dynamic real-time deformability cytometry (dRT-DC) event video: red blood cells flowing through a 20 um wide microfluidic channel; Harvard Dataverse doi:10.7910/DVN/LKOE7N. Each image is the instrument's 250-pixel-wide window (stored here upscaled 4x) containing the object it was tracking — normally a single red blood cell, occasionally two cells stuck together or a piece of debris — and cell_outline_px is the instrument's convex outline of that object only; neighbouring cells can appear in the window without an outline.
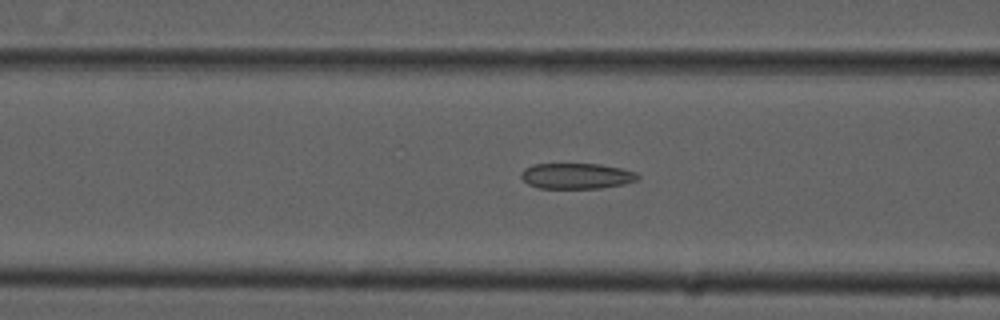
{"species": "common noctule bat (a hibernating species)", "species_latin": "Nyctalus noctula", "temperature_condition": "cold", "stored_images_in_passage": 52, "camera_frame_rate_fps": 3000, "um_per_image_px": 0.085, "animal": {"sex": "male", "forearm_length_mm": 52.5}, "frame": {"image": 1, "passage_image": 20, "time_ms": 6.333, "image_size_px": [1000, 320], "cell_outline_px": [[640, 176], [636, 180], [624, 184], [600, 188], [540, 188], [528, 184], [520, 176], [520, 172], [524, 168], [532, 164], [600, 164], [620, 168], [636, 172]], "centroid_in_image_um": [48.98, 14.95], "position_along_channel_um": 117.6, "area_um2": 17.46}}
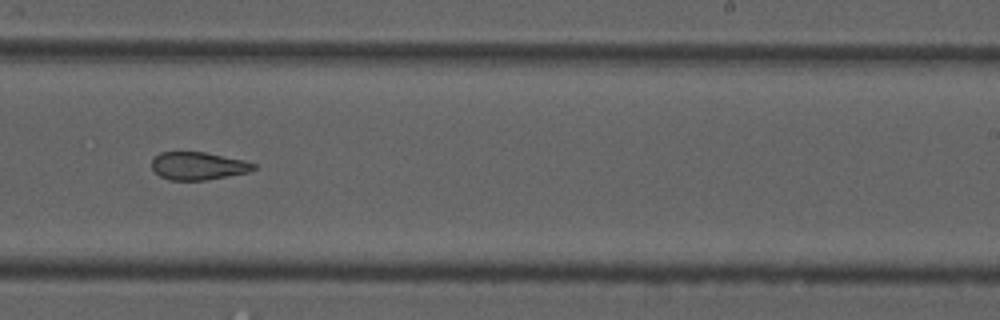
{"frame": {"image": 2, "passage_image": 32, "time_ms": 10.333, "image_size_px": [1000, 320], "cell_outline_px": [[256, 168], [248, 172], [204, 180], [168, 180], [160, 176], [152, 168], [152, 160], [160, 152], [204, 152], [244, 160], [256, 164]], "centroid_in_image_um": [16.83, 14.1], "position_along_channel_um": 272.2, "area_um2": 16.36}}
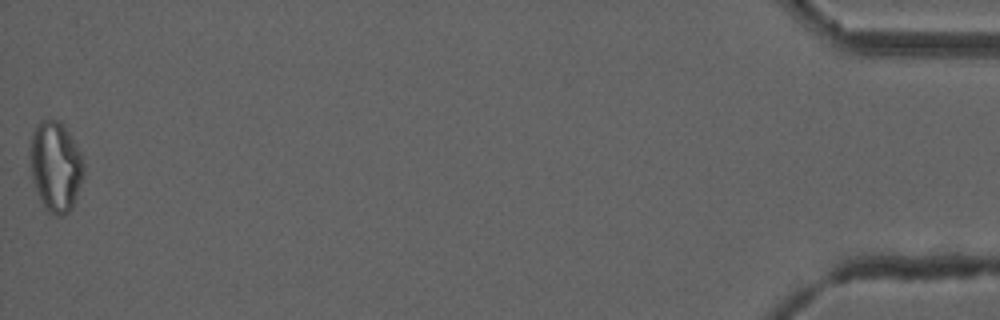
{"frame": {"image": 3, "passage_image": 52, "time_ms": 17.0, "image_size_px": [1000, 320], "cell_outline_px": [[84, 176], [72, 208], [64, 216], [56, 216], [48, 212], [44, 208], [40, 200], [32, 180], [32, 132], [40, 120], [60, 120], [64, 124], [80, 152], [84, 164]], "centroid_in_image_um": [4.76, 14.18], "position_along_channel_um": 430.4, "area_um2": 28.03}, "authors_computed_cell_mechanics": {"area_um2": 20.1722, "velocity_mm_per_s": 3.8674, "shape_relaxation_time_tau1_ms": null, "shape_relaxation_time_tau2_ms": 4.3998, "deformation_change_tau1": null, "deformation_change_tau2": 0.122}}